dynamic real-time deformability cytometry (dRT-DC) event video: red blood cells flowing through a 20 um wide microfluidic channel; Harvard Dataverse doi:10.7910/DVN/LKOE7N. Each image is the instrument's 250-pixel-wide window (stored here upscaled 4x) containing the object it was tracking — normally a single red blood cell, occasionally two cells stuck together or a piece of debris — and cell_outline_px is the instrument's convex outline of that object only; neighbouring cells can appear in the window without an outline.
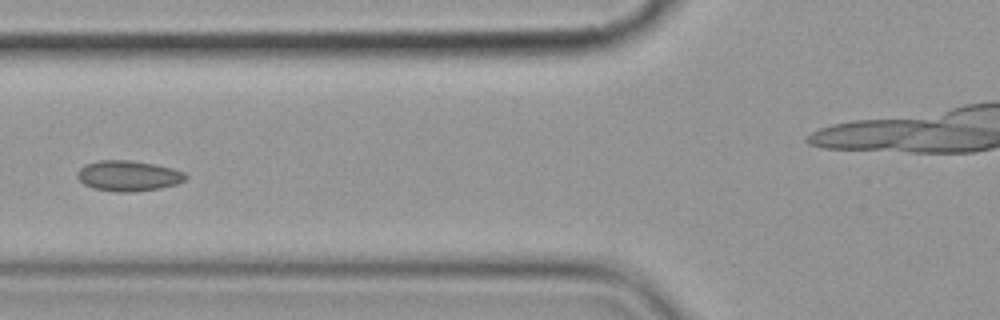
{"species": "common noctule bat (a hibernating species)", "species_latin": "Nyctalus noctula", "temperature_condition": "cold", "stored_images_in_passage": 9, "camera_frame_rate_fps": 3000, "um_per_image_px": 0.085, "animal": {"sex": "female", "body_mass_g": 19.9}, "frame": {"image": 1, "passage_image": 6, "time_ms": 6.0, "image_size_px": [1000, 320], "cell_outline_px": [[188, 176], [184, 180], [176, 184], [160, 188], [132, 192], [116, 192], [92, 188], [84, 184], [76, 176], [76, 172], [84, 164], [100, 160], [132, 160], [156, 164], [172, 168], [184, 172]], "centroid_in_image_um": [10.89, 14.94], "position_along_channel_um": 114.9, "area_um2": 19.42}}
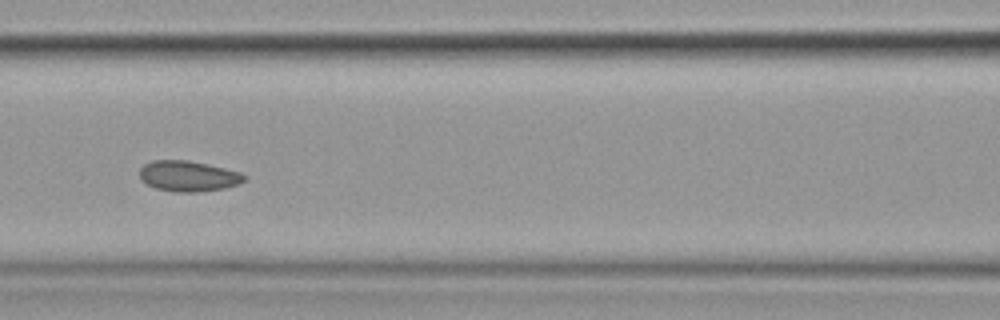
{"frame": {"image": 2, "passage_image": 7, "time_ms": 7.0, "image_size_px": [1000, 320], "cell_outline_px": [[248, 176], [244, 180], [236, 184], [224, 188], [196, 192], [176, 192], [156, 188], [140, 180], [140, 168], [144, 164], [152, 160], [188, 160], [224, 168], [240, 172]], "centroid_in_image_um": [15.98, 14.96], "position_along_channel_um": 150.6, "area_um2": 18.55}}
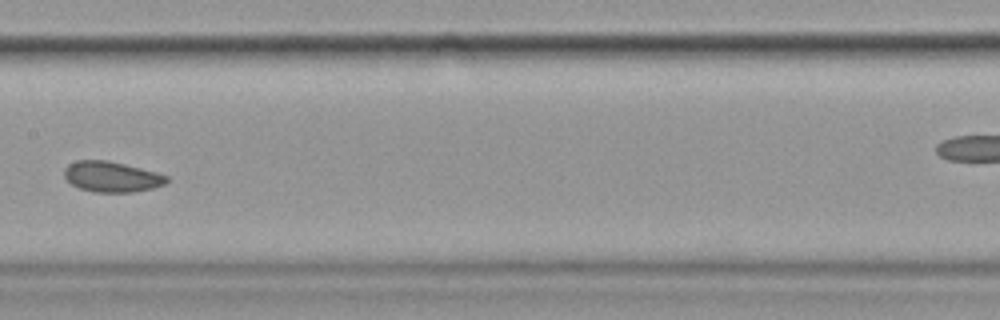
{"frame": {"image": 3, "passage_image": 8, "time_ms": 8.333, "image_size_px": [1000, 320], "cell_outline_px": [[168, 180], [164, 184], [152, 188], [132, 192], [96, 192], [80, 188], [72, 184], [64, 176], [64, 168], [68, 164], [76, 160], [108, 160], [156, 172], [168, 176]], "centroid_in_image_um": [9.47, 15.01], "position_along_channel_um": 197.9, "area_um2": 18.09}}